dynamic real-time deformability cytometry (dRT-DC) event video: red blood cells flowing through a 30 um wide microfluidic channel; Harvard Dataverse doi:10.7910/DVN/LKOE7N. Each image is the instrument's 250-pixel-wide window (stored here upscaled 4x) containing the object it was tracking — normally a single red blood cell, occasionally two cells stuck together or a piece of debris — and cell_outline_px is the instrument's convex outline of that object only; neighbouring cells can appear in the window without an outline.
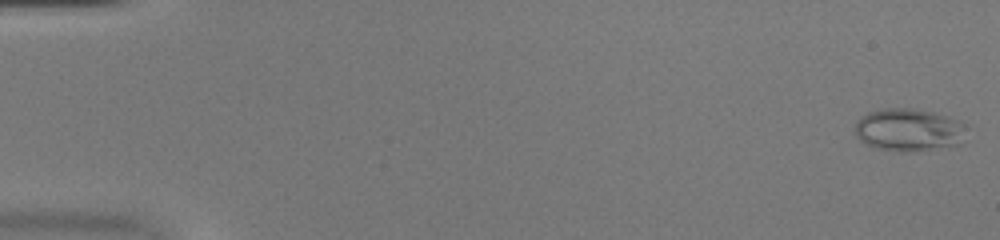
{"species": "common noctule bat (a hibernating species)", "species_latin": "Nyctalus noctula", "temperature_condition": "warm", "stored_images_in_passage": 52, "camera_frame_rate_fps": 3000, "um_per_image_px": 0.085, "animal": {"sex": "female", "body_mass_g": 20.0, "forearm_length_mm": 54.0}, "frame": {"image": 1, "passage_image": 1, "time_ms": 0.0, "image_size_px": [1000, 240], "cell_outline_px": [[964, 124], [960, 144], [948, 148], [900, 152], [876, 148], [864, 144], [856, 136], [856, 120], [860, 116], [868, 112], [884, 108], [916, 108], [948, 116]], "centroid_in_image_um": [77.19, 11.04], "position_along_channel_um": 7.8, "area_um2": 27.86}}
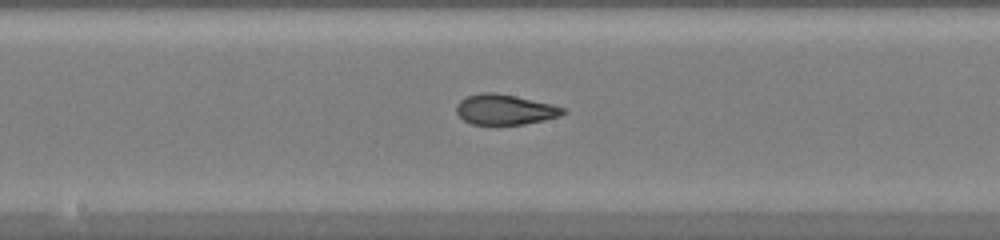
{"frame": {"image": 2, "passage_image": 28, "time_ms": 9.0, "image_size_px": [1000, 240], "cell_outline_px": [[568, 112], [560, 116], [544, 120], [524, 124], [472, 124], [464, 120], [456, 112], [456, 104], [460, 100], [468, 96], [480, 92], [496, 92], [516, 96], [552, 104], [564, 108]], "centroid_in_image_um": [42.92, 9.3], "position_along_channel_um": 205.3, "area_um2": 18.84}}
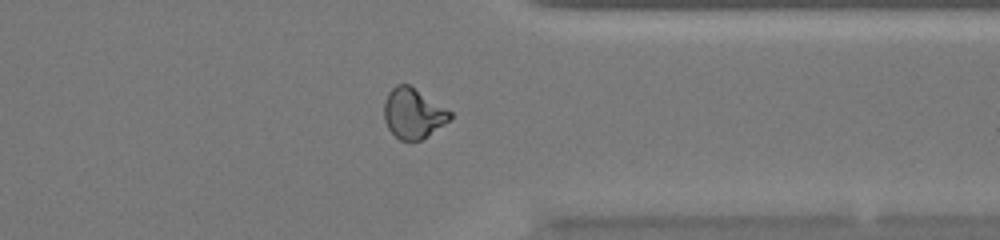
{"frame": {"image": 3, "passage_image": 41, "time_ms": 13.333, "image_size_px": [1000, 240], "cell_outline_px": [[452, 116], [444, 124], [420, 140], [400, 140], [388, 128], [384, 120], [384, 100], [388, 92], [396, 84], [408, 84], [452, 112]], "centroid_in_image_um": [35.08, 9.62], "position_along_channel_um": 376.3, "area_um2": 18.96}, "authors_computed_cell_mechanics": {"area_um2": 20.4034, "velocity_mm_per_s": 4.0255, "shape_relaxation_time_tau1_ms": null, "shape_relaxation_time_tau2_ms": 0.7478, "deformation_change_tau1": null, "deformation_change_tau2": 0.0576}}